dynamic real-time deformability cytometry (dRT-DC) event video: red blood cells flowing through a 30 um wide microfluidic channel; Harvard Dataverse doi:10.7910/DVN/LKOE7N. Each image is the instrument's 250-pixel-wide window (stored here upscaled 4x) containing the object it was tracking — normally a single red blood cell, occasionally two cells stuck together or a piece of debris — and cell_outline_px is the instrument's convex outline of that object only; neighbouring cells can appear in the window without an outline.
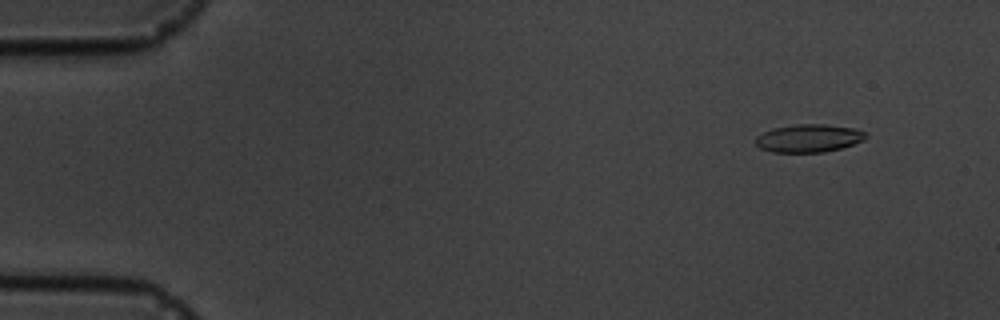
{"species": "common noctule bat (a hibernating species)", "species_latin": "Nyctalus noctula", "temperature_condition": "cold", "stored_images_in_passage": 8, "camera_frame_rate_fps": 3000, "um_per_image_px": 0.085, "animal": {"sex": "male", "body_mass_g": 19.5, "forearm_length_mm": 54.6}, "frame": {"image": 1, "passage_image": 2, "time_ms": 1.333, "image_size_px": [1000, 320], "cell_outline_px": [[868, 136], [864, 140], [840, 148], [824, 152], [772, 152], [760, 148], [756, 144], [756, 136], [772, 128], [796, 124], [824, 124], [852, 128], [864, 132]], "centroid_in_image_um": [68.72, 11.75], "position_along_channel_um": 16.3, "area_um2": 17.8}}
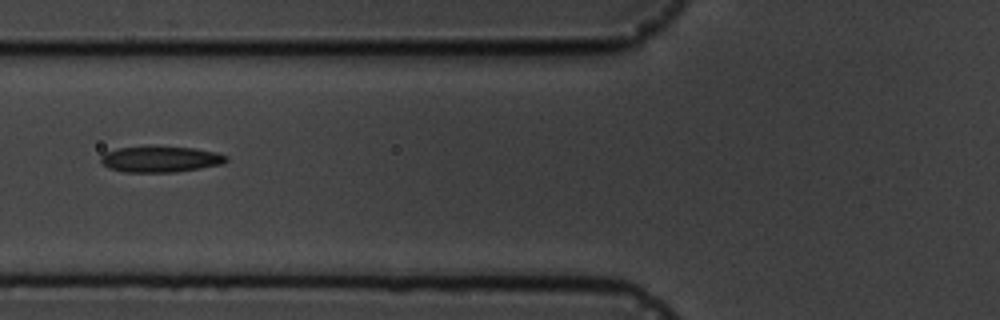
{"frame": {"image": 2, "passage_image": 7, "time_ms": 7.0, "image_size_px": [1000, 320], "cell_outline_px": [[228, 160], [224, 164], [176, 172], [124, 172], [108, 168], [100, 160], [100, 156], [104, 152], [116, 148], [196, 148], [216, 152], [228, 156]], "centroid_in_image_um": [13.66, 13.56], "position_along_channel_um": 112.1, "area_um2": 18.67}}
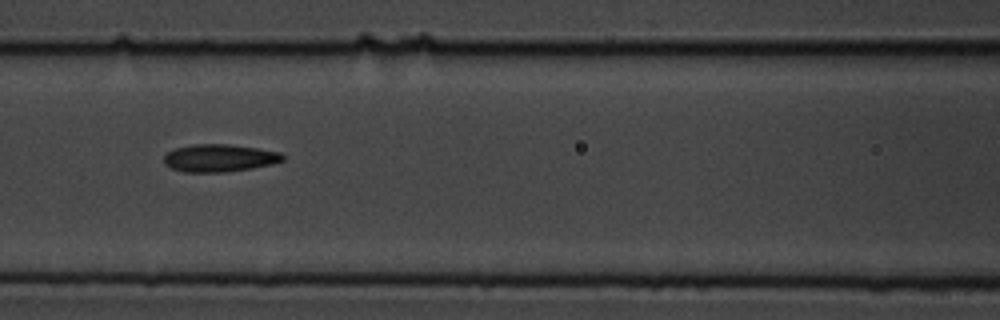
{"frame": {"image": 3, "passage_image": 8, "time_ms": 8.0, "image_size_px": [1000, 320], "cell_outline_px": [[284, 160], [272, 164], [252, 168], [224, 172], [184, 172], [172, 168], [164, 164], [164, 156], [168, 152], [176, 148], [192, 144], [228, 144], [256, 148], [280, 152], [284, 156]], "centroid_in_image_um": [18.64, 13.43], "position_along_channel_um": 148.0, "area_um2": 19.02}}